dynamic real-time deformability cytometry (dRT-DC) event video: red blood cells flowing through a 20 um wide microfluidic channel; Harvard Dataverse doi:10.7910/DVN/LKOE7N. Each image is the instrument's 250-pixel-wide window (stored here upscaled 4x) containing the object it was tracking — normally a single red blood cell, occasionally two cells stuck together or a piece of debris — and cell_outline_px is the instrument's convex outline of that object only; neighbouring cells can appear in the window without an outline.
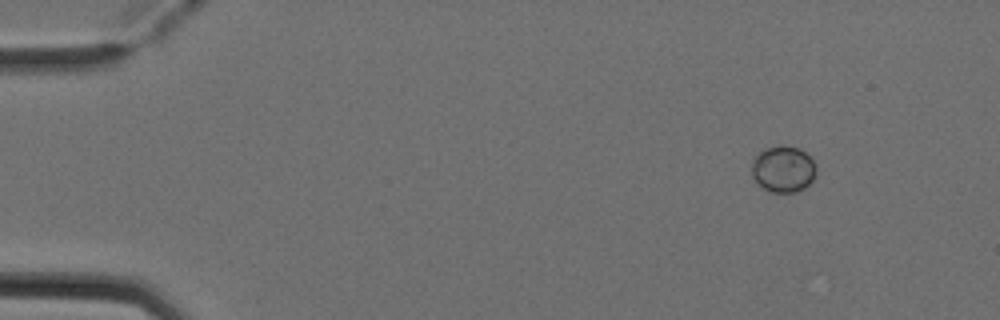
{"species": "Egyptian fruit bat (a non-hibernating species)", "species_latin": "Rousettus aegyptiacus", "temperature_condition": "cold", "stored_images_in_passage": 5, "camera_frame_rate_fps": 3000, "um_per_image_px": 0.085, "animal": {"sex": "female"}, "frame": {"image": 1, "passage_image": 5, "time_ms": 1.333, "image_size_px": [1000, 320], "cell_outline_px": [[816, 172], [812, 180], [804, 188], [796, 192], [772, 192], [764, 188], [752, 176], [752, 156], [768, 148], [800, 148], [812, 160], [816, 168]], "centroid_in_image_um": [66.56, 14.41], "position_along_channel_um": 18.4, "area_um2": 16.88}}